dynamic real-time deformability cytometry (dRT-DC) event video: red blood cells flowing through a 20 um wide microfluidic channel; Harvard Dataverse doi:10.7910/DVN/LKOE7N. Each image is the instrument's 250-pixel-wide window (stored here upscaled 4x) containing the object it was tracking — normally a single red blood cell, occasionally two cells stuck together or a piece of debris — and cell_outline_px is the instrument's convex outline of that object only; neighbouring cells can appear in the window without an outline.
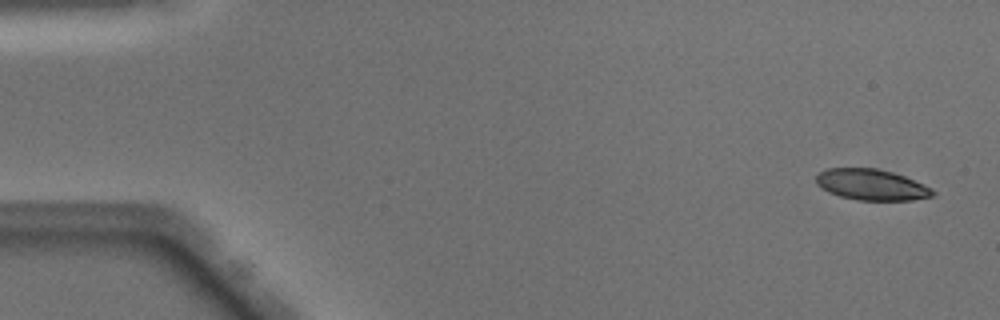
{"species": "Egyptian fruit bat (a non-hibernating species)", "species_latin": "Rousettus aegyptiacus", "temperature_condition": "warm", "stored_images_in_passage": 49, "camera_frame_rate_fps": 3000, "um_per_image_px": 0.085, "animal": {"sex": "male"}, "frame": {"image": 1, "passage_image": 2, "time_ms": 0.333, "image_size_px": [1000, 320], "cell_outline_px": [[936, 192], [932, 196], [912, 200], [856, 200], [840, 196], [828, 192], [816, 184], [816, 176], [820, 172], [828, 168], [876, 168], [892, 172], [904, 176], [924, 184], [932, 188]], "centroid_in_image_um": [74.08, 15.7], "position_along_channel_um": 10.9, "area_um2": 21.04}}
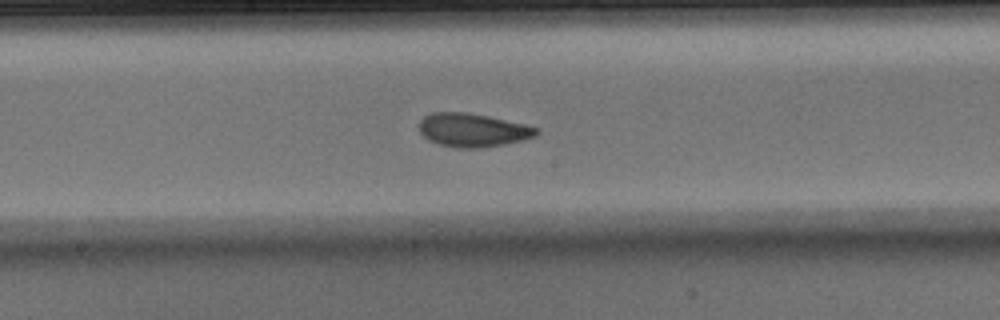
{"frame": {"image": 2, "passage_image": 26, "time_ms": 8.333, "image_size_px": [1000, 320], "cell_outline_px": [[540, 132], [536, 136], [524, 140], [504, 144], [480, 148], [460, 148], [440, 144], [428, 140], [420, 132], [420, 120], [424, 116], [432, 112], [468, 112], [488, 116], [524, 124], [540, 128]], "centroid_in_image_um": [40.21, 11.05], "position_along_channel_um": 208.0, "area_um2": 22.95}}
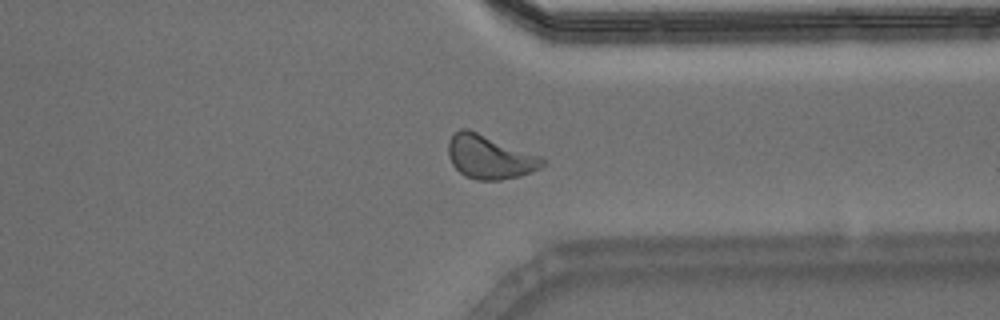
{"frame": {"image": 3, "passage_image": 38, "time_ms": 12.333, "image_size_px": [1000, 320], "cell_outline_px": [[548, 160], [540, 168], [532, 172], [520, 176], [500, 180], [476, 180], [464, 176], [452, 164], [448, 156], [448, 140], [460, 128], [468, 128], [540, 156]], "centroid_in_image_um": [41.62, 13.35], "position_along_channel_um": 369.8, "area_um2": 24.1}, "authors_computed_cell_mechanics": {"area_um2": 22.7732, "velocity_mm_per_s": 4.067, "shape_relaxation_time_tau1_ms": 4.1305, "shape_relaxation_time_tau2_ms": 1.5911, "deformation_change_tau1": 0.1267, "deformation_change_tau2": 0.0891}}